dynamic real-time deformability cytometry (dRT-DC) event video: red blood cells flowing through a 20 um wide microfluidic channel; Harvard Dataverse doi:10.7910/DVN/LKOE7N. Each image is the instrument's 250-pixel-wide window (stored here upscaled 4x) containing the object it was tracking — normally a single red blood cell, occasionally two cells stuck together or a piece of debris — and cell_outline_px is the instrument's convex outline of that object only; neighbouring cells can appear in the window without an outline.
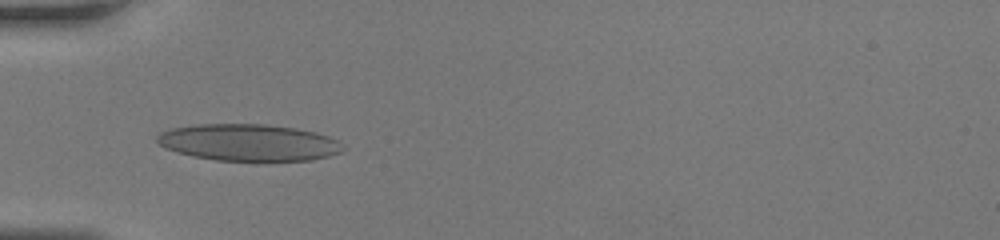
{"species": "human", "species_latin": "Homo sapiens", "temperature_condition": "room temperature", "stored_images_in_passage": 32, "camera_frame_rate_fps": 3000, "um_per_image_px": 0.085, "donor": {"sex": "female"}, "frame": {"image": 1, "passage_image": 2, "time_ms": 0.333, "image_size_px": [1000, 240], "cell_outline_px": [[348, 148], [340, 152], [328, 156], [312, 160], [264, 164], [256, 164], [216, 160], [192, 156], [176, 152], [164, 148], [156, 140], [156, 136], [160, 132], [172, 128], [196, 124], [264, 124], [296, 128], [316, 132], [340, 140]], "centroid_in_image_um": [21.2, 12.16], "position_along_channel_um": 63.8, "area_um2": 41.56}}
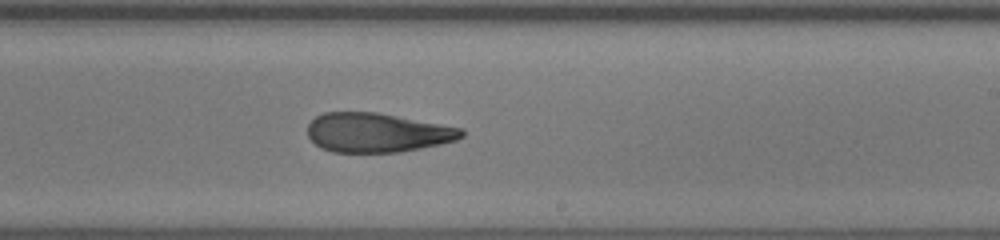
{"frame": {"image": 2, "passage_image": 15, "time_ms": 4.667, "image_size_px": [1000, 240], "cell_outline_px": [[464, 136], [456, 140], [440, 144], [400, 152], [332, 152], [320, 148], [308, 136], [308, 124], [316, 116], [324, 112], [376, 112], [464, 128]], "centroid_in_image_um": [32.06, 11.27], "position_along_channel_um": 256.9, "area_um2": 35.26}}
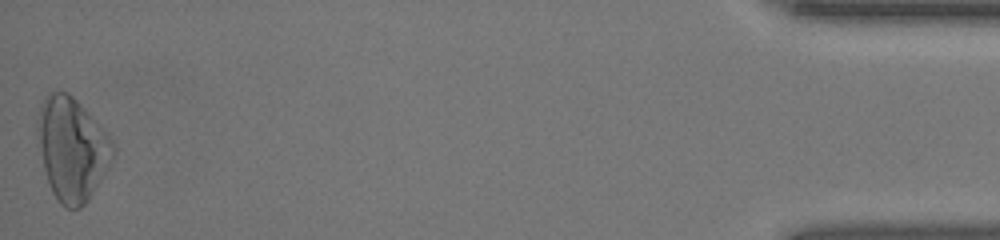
{"frame": {"image": 3, "passage_image": 32, "time_ms": 10.333, "image_size_px": [1000, 240], "cell_outline_px": [[116, 152], [100, 180], [88, 200], [80, 208], [68, 208], [60, 204], [56, 200], [48, 184], [36, 136], [36, 120], [40, 104], [48, 92], [68, 92], [88, 112], [112, 140]], "centroid_in_image_um": [6.08, 12.65], "position_along_channel_um": 429.1, "area_um2": 45.2}}